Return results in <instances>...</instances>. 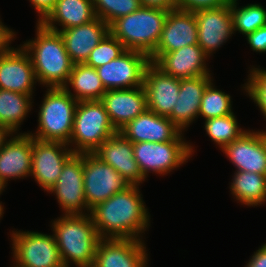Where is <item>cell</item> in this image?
I'll use <instances>...</instances> for the list:
<instances>
[{
  "label": "cell",
  "instance_id": "obj_37",
  "mask_svg": "<svg viewBox=\"0 0 266 267\" xmlns=\"http://www.w3.org/2000/svg\"><path fill=\"white\" fill-rule=\"evenodd\" d=\"M245 37L253 51L259 53L266 52V25L254 32L248 33Z\"/></svg>",
  "mask_w": 266,
  "mask_h": 267
},
{
  "label": "cell",
  "instance_id": "obj_22",
  "mask_svg": "<svg viewBox=\"0 0 266 267\" xmlns=\"http://www.w3.org/2000/svg\"><path fill=\"white\" fill-rule=\"evenodd\" d=\"M132 143L173 141L182 131L168 118L146 110L119 131Z\"/></svg>",
  "mask_w": 266,
  "mask_h": 267
},
{
  "label": "cell",
  "instance_id": "obj_21",
  "mask_svg": "<svg viewBox=\"0 0 266 267\" xmlns=\"http://www.w3.org/2000/svg\"><path fill=\"white\" fill-rule=\"evenodd\" d=\"M12 136L0 149V183L4 188L9 178H26L32 169V136L27 132Z\"/></svg>",
  "mask_w": 266,
  "mask_h": 267
},
{
  "label": "cell",
  "instance_id": "obj_9",
  "mask_svg": "<svg viewBox=\"0 0 266 267\" xmlns=\"http://www.w3.org/2000/svg\"><path fill=\"white\" fill-rule=\"evenodd\" d=\"M83 179L87 213L130 185L94 153H83Z\"/></svg>",
  "mask_w": 266,
  "mask_h": 267
},
{
  "label": "cell",
  "instance_id": "obj_40",
  "mask_svg": "<svg viewBox=\"0 0 266 267\" xmlns=\"http://www.w3.org/2000/svg\"><path fill=\"white\" fill-rule=\"evenodd\" d=\"M145 7L161 8L165 10L177 9V0H140Z\"/></svg>",
  "mask_w": 266,
  "mask_h": 267
},
{
  "label": "cell",
  "instance_id": "obj_17",
  "mask_svg": "<svg viewBox=\"0 0 266 267\" xmlns=\"http://www.w3.org/2000/svg\"><path fill=\"white\" fill-rule=\"evenodd\" d=\"M221 151L236 171L266 175V142L261 131L248 130Z\"/></svg>",
  "mask_w": 266,
  "mask_h": 267
},
{
  "label": "cell",
  "instance_id": "obj_18",
  "mask_svg": "<svg viewBox=\"0 0 266 267\" xmlns=\"http://www.w3.org/2000/svg\"><path fill=\"white\" fill-rule=\"evenodd\" d=\"M93 153L114 168L128 184L140 185L145 181L134 158L133 143L120 132L109 137Z\"/></svg>",
  "mask_w": 266,
  "mask_h": 267
},
{
  "label": "cell",
  "instance_id": "obj_5",
  "mask_svg": "<svg viewBox=\"0 0 266 267\" xmlns=\"http://www.w3.org/2000/svg\"><path fill=\"white\" fill-rule=\"evenodd\" d=\"M41 103L37 131L29 134L39 140L68 144L78 101L63 87H54L47 88Z\"/></svg>",
  "mask_w": 266,
  "mask_h": 267
},
{
  "label": "cell",
  "instance_id": "obj_25",
  "mask_svg": "<svg viewBox=\"0 0 266 267\" xmlns=\"http://www.w3.org/2000/svg\"><path fill=\"white\" fill-rule=\"evenodd\" d=\"M211 81H213L211 75L180 79L179 97L168 118L182 132L197 119L201 98Z\"/></svg>",
  "mask_w": 266,
  "mask_h": 267
},
{
  "label": "cell",
  "instance_id": "obj_32",
  "mask_svg": "<svg viewBox=\"0 0 266 267\" xmlns=\"http://www.w3.org/2000/svg\"><path fill=\"white\" fill-rule=\"evenodd\" d=\"M211 81L201 98V105L198 116L203 117L204 120L223 117L233 113L231 96L224 91L214 88Z\"/></svg>",
  "mask_w": 266,
  "mask_h": 267
},
{
  "label": "cell",
  "instance_id": "obj_24",
  "mask_svg": "<svg viewBox=\"0 0 266 267\" xmlns=\"http://www.w3.org/2000/svg\"><path fill=\"white\" fill-rule=\"evenodd\" d=\"M209 57L198 45H188L162 54L154 64L168 75L178 79L211 75L206 60Z\"/></svg>",
  "mask_w": 266,
  "mask_h": 267
},
{
  "label": "cell",
  "instance_id": "obj_31",
  "mask_svg": "<svg viewBox=\"0 0 266 267\" xmlns=\"http://www.w3.org/2000/svg\"><path fill=\"white\" fill-rule=\"evenodd\" d=\"M204 129L206 134L216 145L222 149L236 139H239L248 130L239 127L236 116L233 113L205 120Z\"/></svg>",
  "mask_w": 266,
  "mask_h": 267
},
{
  "label": "cell",
  "instance_id": "obj_1",
  "mask_svg": "<svg viewBox=\"0 0 266 267\" xmlns=\"http://www.w3.org/2000/svg\"><path fill=\"white\" fill-rule=\"evenodd\" d=\"M140 193L139 185H129L91 209L100 238L142 240L151 218Z\"/></svg>",
  "mask_w": 266,
  "mask_h": 267
},
{
  "label": "cell",
  "instance_id": "obj_42",
  "mask_svg": "<svg viewBox=\"0 0 266 267\" xmlns=\"http://www.w3.org/2000/svg\"><path fill=\"white\" fill-rule=\"evenodd\" d=\"M10 135L14 134L7 127L0 124V149L4 146Z\"/></svg>",
  "mask_w": 266,
  "mask_h": 267
},
{
  "label": "cell",
  "instance_id": "obj_11",
  "mask_svg": "<svg viewBox=\"0 0 266 267\" xmlns=\"http://www.w3.org/2000/svg\"><path fill=\"white\" fill-rule=\"evenodd\" d=\"M73 154L66 143L32 137L31 176L44 191L48 192L58 180L65 162Z\"/></svg>",
  "mask_w": 266,
  "mask_h": 267
},
{
  "label": "cell",
  "instance_id": "obj_26",
  "mask_svg": "<svg viewBox=\"0 0 266 267\" xmlns=\"http://www.w3.org/2000/svg\"><path fill=\"white\" fill-rule=\"evenodd\" d=\"M95 18L92 0H57L54 8L40 23L47 29L60 32L88 23ZM54 24H59L62 28L59 29Z\"/></svg>",
  "mask_w": 266,
  "mask_h": 267
},
{
  "label": "cell",
  "instance_id": "obj_14",
  "mask_svg": "<svg viewBox=\"0 0 266 267\" xmlns=\"http://www.w3.org/2000/svg\"><path fill=\"white\" fill-rule=\"evenodd\" d=\"M198 26L193 12L169 10L155 51L149 56L155 62L162 54L198 44Z\"/></svg>",
  "mask_w": 266,
  "mask_h": 267
},
{
  "label": "cell",
  "instance_id": "obj_3",
  "mask_svg": "<svg viewBox=\"0 0 266 267\" xmlns=\"http://www.w3.org/2000/svg\"><path fill=\"white\" fill-rule=\"evenodd\" d=\"M52 231L64 267H92L96 247L101 239L90 215H62L53 220Z\"/></svg>",
  "mask_w": 266,
  "mask_h": 267
},
{
  "label": "cell",
  "instance_id": "obj_19",
  "mask_svg": "<svg viewBox=\"0 0 266 267\" xmlns=\"http://www.w3.org/2000/svg\"><path fill=\"white\" fill-rule=\"evenodd\" d=\"M100 101L117 132L147 110L146 93L143 86L107 90Z\"/></svg>",
  "mask_w": 266,
  "mask_h": 267
},
{
  "label": "cell",
  "instance_id": "obj_6",
  "mask_svg": "<svg viewBox=\"0 0 266 267\" xmlns=\"http://www.w3.org/2000/svg\"><path fill=\"white\" fill-rule=\"evenodd\" d=\"M117 133L100 100L79 101L68 146L74 153H93Z\"/></svg>",
  "mask_w": 266,
  "mask_h": 267
},
{
  "label": "cell",
  "instance_id": "obj_36",
  "mask_svg": "<svg viewBox=\"0 0 266 267\" xmlns=\"http://www.w3.org/2000/svg\"><path fill=\"white\" fill-rule=\"evenodd\" d=\"M230 0H177V9L196 12L204 9H212L227 5Z\"/></svg>",
  "mask_w": 266,
  "mask_h": 267
},
{
  "label": "cell",
  "instance_id": "obj_34",
  "mask_svg": "<svg viewBox=\"0 0 266 267\" xmlns=\"http://www.w3.org/2000/svg\"><path fill=\"white\" fill-rule=\"evenodd\" d=\"M125 50L126 49L123 44L109 32L91 51L87 61L84 64L96 69L105 65L111 60H114Z\"/></svg>",
  "mask_w": 266,
  "mask_h": 267
},
{
  "label": "cell",
  "instance_id": "obj_20",
  "mask_svg": "<svg viewBox=\"0 0 266 267\" xmlns=\"http://www.w3.org/2000/svg\"><path fill=\"white\" fill-rule=\"evenodd\" d=\"M36 81L31 59L22 46L0 57V89L33 97Z\"/></svg>",
  "mask_w": 266,
  "mask_h": 267
},
{
  "label": "cell",
  "instance_id": "obj_30",
  "mask_svg": "<svg viewBox=\"0 0 266 267\" xmlns=\"http://www.w3.org/2000/svg\"><path fill=\"white\" fill-rule=\"evenodd\" d=\"M238 0H230V10L233 18L234 32L246 36L266 25V9L261 4H248L237 7Z\"/></svg>",
  "mask_w": 266,
  "mask_h": 267
},
{
  "label": "cell",
  "instance_id": "obj_23",
  "mask_svg": "<svg viewBox=\"0 0 266 267\" xmlns=\"http://www.w3.org/2000/svg\"><path fill=\"white\" fill-rule=\"evenodd\" d=\"M59 33L72 63L83 64L91 51L109 33V25L96 17L88 23L61 30Z\"/></svg>",
  "mask_w": 266,
  "mask_h": 267
},
{
  "label": "cell",
  "instance_id": "obj_44",
  "mask_svg": "<svg viewBox=\"0 0 266 267\" xmlns=\"http://www.w3.org/2000/svg\"><path fill=\"white\" fill-rule=\"evenodd\" d=\"M4 186L0 183V195L2 194V191H4ZM0 204H2V202H0Z\"/></svg>",
  "mask_w": 266,
  "mask_h": 267
},
{
  "label": "cell",
  "instance_id": "obj_39",
  "mask_svg": "<svg viewBox=\"0 0 266 267\" xmlns=\"http://www.w3.org/2000/svg\"><path fill=\"white\" fill-rule=\"evenodd\" d=\"M33 7L39 13L37 22H41L49 12L54 8L57 0H29Z\"/></svg>",
  "mask_w": 266,
  "mask_h": 267
},
{
  "label": "cell",
  "instance_id": "obj_13",
  "mask_svg": "<svg viewBox=\"0 0 266 267\" xmlns=\"http://www.w3.org/2000/svg\"><path fill=\"white\" fill-rule=\"evenodd\" d=\"M146 251L141 239L101 238L92 267H147Z\"/></svg>",
  "mask_w": 266,
  "mask_h": 267
},
{
  "label": "cell",
  "instance_id": "obj_7",
  "mask_svg": "<svg viewBox=\"0 0 266 267\" xmlns=\"http://www.w3.org/2000/svg\"><path fill=\"white\" fill-rule=\"evenodd\" d=\"M181 132L173 141L133 143L134 158L146 179L149 173L167 175L182 166L194 153Z\"/></svg>",
  "mask_w": 266,
  "mask_h": 267
},
{
  "label": "cell",
  "instance_id": "obj_8",
  "mask_svg": "<svg viewBox=\"0 0 266 267\" xmlns=\"http://www.w3.org/2000/svg\"><path fill=\"white\" fill-rule=\"evenodd\" d=\"M12 267H64L54 234L12 231Z\"/></svg>",
  "mask_w": 266,
  "mask_h": 267
},
{
  "label": "cell",
  "instance_id": "obj_41",
  "mask_svg": "<svg viewBox=\"0 0 266 267\" xmlns=\"http://www.w3.org/2000/svg\"><path fill=\"white\" fill-rule=\"evenodd\" d=\"M245 267H266V243L254 252Z\"/></svg>",
  "mask_w": 266,
  "mask_h": 267
},
{
  "label": "cell",
  "instance_id": "obj_28",
  "mask_svg": "<svg viewBox=\"0 0 266 267\" xmlns=\"http://www.w3.org/2000/svg\"><path fill=\"white\" fill-rule=\"evenodd\" d=\"M230 191L241 205H262L266 202V175L235 171Z\"/></svg>",
  "mask_w": 266,
  "mask_h": 267
},
{
  "label": "cell",
  "instance_id": "obj_12",
  "mask_svg": "<svg viewBox=\"0 0 266 267\" xmlns=\"http://www.w3.org/2000/svg\"><path fill=\"white\" fill-rule=\"evenodd\" d=\"M83 181V153H74L65 162L55 185L48 191L56 194L63 215L87 214Z\"/></svg>",
  "mask_w": 266,
  "mask_h": 267
},
{
  "label": "cell",
  "instance_id": "obj_4",
  "mask_svg": "<svg viewBox=\"0 0 266 267\" xmlns=\"http://www.w3.org/2000/svg\"><path fill=\"white\" fill-rule=\"evenodd\" d=\"M168 13L169 10L141 6L113 21L109 25V32L125 49L150 56L157 47Z\"/></svg>",
  "mask_w": 266,
  "mask_h": 267
},
{
  "label": "cell",
  "instance_id": "obj_38",
  "mask_svg": "<svg viewBox=\"0 0 266 267\" xmlns=\"http://www.w3.org/2000/svg\"><path fill=\"white\" fill-rule=\"evenodd\" d=\"M15 32L7 26L3 25L0 20V57L9 53L14 47H11L10 43L15 38Z\"/></svg>",
  "mask_w": 266,
  "mask_h": 267
},
{
  "label": "cell",
  "instance_id": "obj_29",
  "mask_svg": "<svg viewBox=\"0 0 266 267\" xmlns=\"http://www.w3.org/2000/svg\"><path fill=\"white\" fill-rule=\"evenodd\" d=\"M32 97L27 94L0 89V124L16 134L32 108Z\"/></svg>",
  "mask_w": 266,
  "mask_h": 267
},
{
  "label": "cell",
  "instance_id": "obj_10",
  "mask_svg": "<svg viewBox=\"0 0 266 267\" xmlns=\"http://www.w3.org/2000/svg\"><path fill=\"white\" fill-rule=\"evenodd\" d=\"M150 63L143 52L126 49L114 60L96 68L106 90L143 86L144 73Z\"/></svg>",
  "mask_w": 266,
  "mask_h": 267
},
{
  "label": "cell",
  "instance_id": "obj_35",
  "mask_svg": "<svg viewBox=\"0 0 266 267\" xmlns=\"http://www.w3.org/2000/svg\"><path fill=\"white\" fill-rule=\"evenodd\" d=\"M252 67L243 88L266 118V70Z\"/></svg>",
  "mask_w": 266,
  "mask_h": 267
},
{
  "label": "cell",
  "instance_id": "obj_43",
  "mask_svg": "<svg viewBox=\"0 0 266 267\" xmlns=\"http://www.w3.org/2000/svg\"><path fill=\"white\" fill-rule=\"evenodd\" d=\"M4 206L2 205V204H0V220H1V218H2V216H3V214H4V208H3Z\"/></svg>",
  "mask_w": 266,
  "mask_h": 267
},
{
  "label": "cell",
  "instance_id": "obj_27",
  "mask_svg": "<svg viewBox=\"0 0 266 267\" xmlns=\"http://www.w3.org/2000/svg\"><path fill=\"white\" fill-rule=\"evenodd\" d=\"M69 85L74 93L71 92ZM63 88L78 102L101 100L107 92L96 69L84 63L73 65L69 79Z\"/></svg>",
  "mask_w": 266,
  "mask_h": 267
},
{
  "label": "cell",
  "instance_id": "obj_2",
  "mask_svg": "<svg viewBox=\"0 0 266 267\" xmlns=\"http://www.w3.org/2000/svg\"><path fill=\"white\" fill-rule=\"evenodd\" d=\"M36 37L22 44L28 53L38 83L46 87H64L73 63L65 49L59 32L36 23Z\"/></svg>",
  "mask_w": 266,
  "mask_h": 267
},
{
  "label": "cell",
  "instance_id": "obj_16",
  "mask_svg": "<svg viewBox=\"0 0 266 267\" xmlns=\"http://www.w3.org/2000/svg\"><path fill=\"white\" fill-rule=\"evenodd\" d=\"M143 88L146 93L147 109L168 117L179 97L180 79L166 74L150 62L144 73Z\"/></svg>",
  "mask_w": 266,
  "mask_h": 267
},
{
  "label": "cell",
  "instance_id": "obj_33",
  "mask_svg": "<svg viewBox=\"0 0 266 267\" xmlns=\"http://www.w3.org/2000/svg\"><path fill=\"white\" fill-rule=\"evenodd\" d=\"M96 17L110 25L117 18L128 15L142 5L140 0H92Z\"/></svg>",
  "mask_w": 266,
  "mask_h": 267
},
{
  "label": "cell",
  "instance_id": "obj_45",
  "mask_svg": "<svg viewBox=\"0 0 266 267\" xmlns=\"http://www.w3.org/2000/svg\"><path fill=\"white\" fill-rule=\"evenodd\" d=\"M261 133H262V135H263V138H264V140H265V142H266V131H261Z\"/></svg>",
  "mask_w": 266,
  "mask_h": 267
},
{
  "label": "cell",
  "instance_id": "obj_15",
  "mask_svg": "<svg viewBox=\"0 0 266 267\" xmlns=\"http://www.w3.org/2000/svg\"><path fill=\"white\" fill-rule=\"evenodd\" d=\"M198 26V45L210 58L234 34L230 2L218 8L194 12Z\"/></svg>",
  "mask_w": 266,
  "mask_h": 267
}]
</instances>
